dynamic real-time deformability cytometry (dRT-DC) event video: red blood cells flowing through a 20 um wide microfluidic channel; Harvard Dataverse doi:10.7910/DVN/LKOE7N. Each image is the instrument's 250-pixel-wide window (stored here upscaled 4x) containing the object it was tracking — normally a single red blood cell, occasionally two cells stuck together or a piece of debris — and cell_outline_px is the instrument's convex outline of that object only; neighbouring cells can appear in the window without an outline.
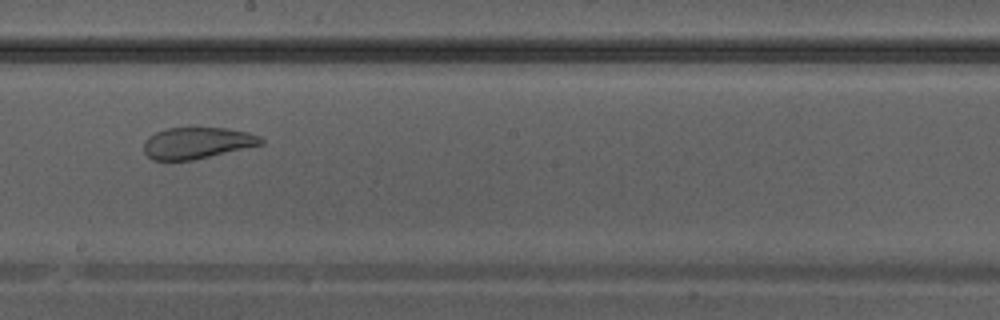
{"species": "Egyptian fruit bat (a non-hibernating species)", "species_latin": "Rousettus aegyptiacus", "temperature_condition": "warm", "stored_images_in_passage": 41, "camera_frame_rate_fps": 3000, "um_per_image_px": 0.085, "animal": {"sex": "male"}, "frame": {"image": 1, "passage_image": 24, "time_ms": 7.667, "image_size_px": [1000, 320], "cell_outline_px": [[264, 144], [192, 160], [152, 160], [144, 152], [144, 140], [148, 136], [156, 132], [168, 128], [228, 128], [248, 132], [260, 136], [264, 140]], "centroid_in_image_um": [16.75, 12.15], "position_along_channel_um": 231.4, "area_um2": 21.44}}
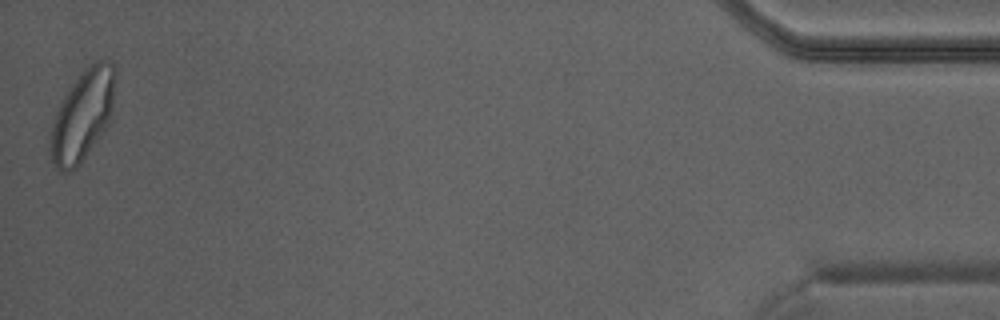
{"frame": {"image": 2, "passage_image": 41, "time_ms": 13.333, "image_size_px": [1000, 320], "cell_outline_px": [[116, 76], [112, 108], [108, 124], [100, 136], [80, 164], [72, 172], [60, 172], [52, 160], [48, 152], [52, 128], [56, 112], [64, 96], [80, 72], [84, 68], [96, 60], [108, 60], [116, 68]], "centroid_in_image_um": [7.02, 9.8], "position_along_channel_um": 428.2, "area_um2": 34.22}}